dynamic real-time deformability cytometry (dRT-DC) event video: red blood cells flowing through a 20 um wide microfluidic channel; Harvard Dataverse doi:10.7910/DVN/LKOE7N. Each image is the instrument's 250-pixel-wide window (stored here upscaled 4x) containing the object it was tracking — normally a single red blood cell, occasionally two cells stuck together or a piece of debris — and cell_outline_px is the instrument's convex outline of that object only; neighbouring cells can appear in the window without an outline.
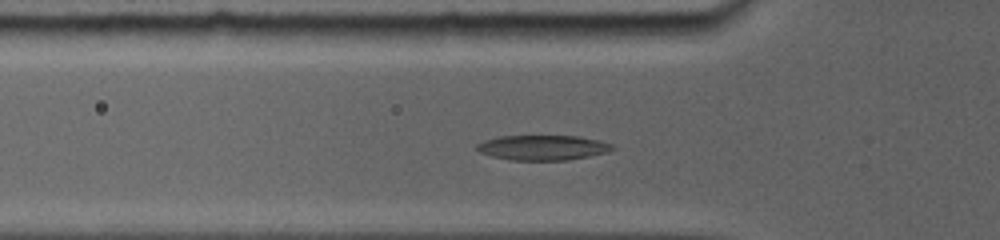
{"species": "common noctule bat (a hibernating species)", "species_latin": "Nyctalus noctula", "temperature_condition": "room temperature", "stored_images_in_passage": 34, "camera_frame_rate_fps": 5000, "um_per_image_px": 0.085, "animal": {"sex": "female", "body_mass_g": 19.0, "forearm_length_mm": 56.7}, "frame": {"image": 1, "passage_image": 2, "time_ms": 0.4, "image_size_px": [1000, 240], "cell_outline_px": [[616, 148], [608, 152], [568, 160], [512, 160], [492, 156], [480, 152], [476, 148], [476, 144], [484, 140], [500, 136], [576, 136], [596, 140], [608, 144]], "centroid_in_image_um": [46.09, 12.55], "position_along_channel_um": 79.7, "area_um2": 19.48}}
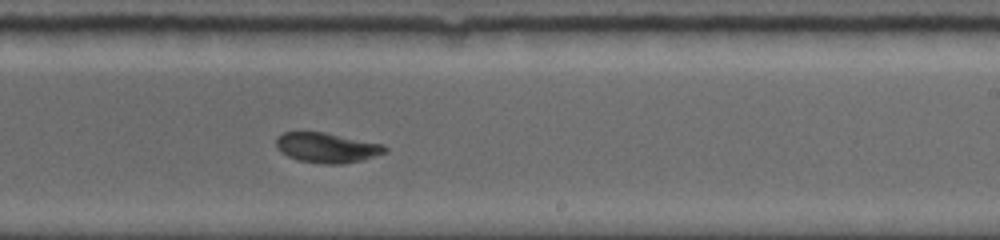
{"frame": {"image": 2, "passage_image": 20, "time_ms": 5.2, "image_size_px": [1000, 240], "cell_outline_px": [[388, 152], [360, 160], [340, 164], [324, 164], [296, 160], [280, 152], [276, 148], [276, 136], [284, 132], [324, 132], [384, 144], [388, 148]], "centroid_in_image_um": [27.77, 12.55], "position_along_channel_um": 261.2, "area_um2": 19.13}}
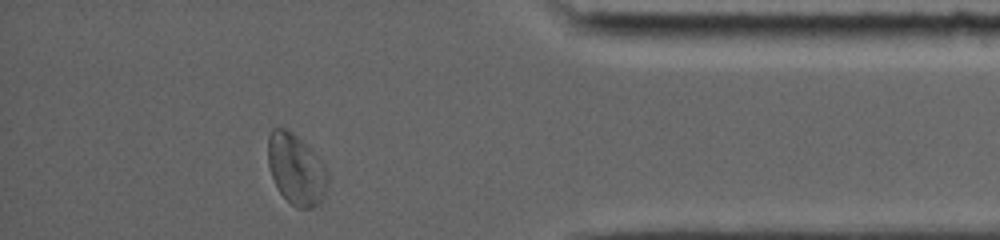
{"frame": {"image": 3, "passage_image": 33, "time_ms": 9.6, "image_size_px": [1000, 240], "cell_outline_px": [[328, 184], [324, 196], [320, 204], [312, 208], [296, 208], [280, 192], [272, 176], [268, 164], [268, 136], [272, 128], [284, 128], [292, 132], [324, 164], [328, 172]], "centroid_in_image_um": [25.18, 14.42], "position_along_channel_um": 410.0, "area_um2": 24.39}, "authors_computed_cell_mechanics": {"area_um2": 19.4786, "velocity_mm_per_s": 3.7908, "shape_relaxation_time_tau1_ms": 4.2909, "shape_relaxation_time_tau2_ms": 2.7205, "deformation_change_tau1": 0.159, "deformation_change_tau2": 0.0623}}